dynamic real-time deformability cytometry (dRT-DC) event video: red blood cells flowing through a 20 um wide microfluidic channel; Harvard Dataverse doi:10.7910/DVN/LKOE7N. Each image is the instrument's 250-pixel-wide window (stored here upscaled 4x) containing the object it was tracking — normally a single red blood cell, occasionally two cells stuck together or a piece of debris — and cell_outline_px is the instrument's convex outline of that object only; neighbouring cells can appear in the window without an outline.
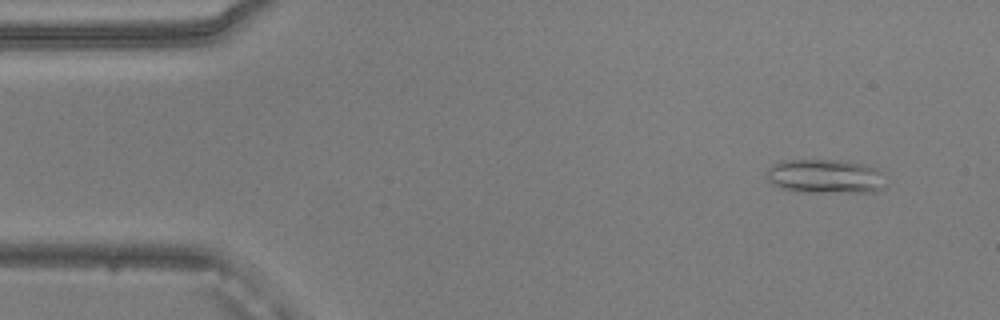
{"species": "common noctule bat (a hibernating species)", "species_latin": "Nyctalus noctula", "temperature_condition": "warm", "stored_images_in_passage": 51, "camera_frame_rate_fps": 3000, "um_per_image_px": 0.085, "animal": {"sex": "male", "body_mass_g": 20.5, "forearm_length_mm": 52.5}, "frame": {"image": 1, "passage_image": 4, "time_ms": 1.0, "image_size_px": [1000, 320], "cell_outline_px": [[888, 184], [884, 188], [876, 192], [804, 192], [780, 188], [772, 184], [768, 180], [768, 168], [772, 164], [780, 160], [840, 160], [864, 164], [880, 172]], "centroid_in_image_um": [70.16, 15.0], "position_along_channel_um": 14.8, "area_um2": 23.87}}
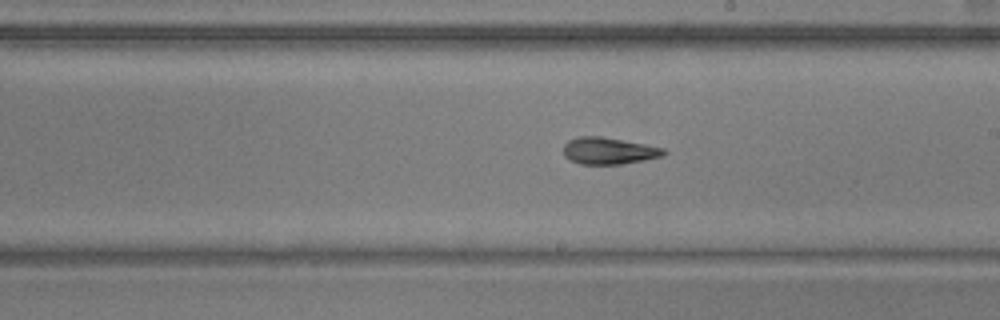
{"frame": {"image": 2, "passage_image": 28, "time_ms": 9.0, "image_size_px": [1000, 320], "cell_outline_px": [[668, 152], [664, 156], [644, 160], [620, 164], [580, 164], [568, 160], [564, 156], [564, 144], [568, 140], [580, 136], [600, 136], [644, 144], [664, 148]], "centroid_in_image_um": [51.73, 12.82], "position_along_channel_um": 237.3, "area_um2": 15.72}}
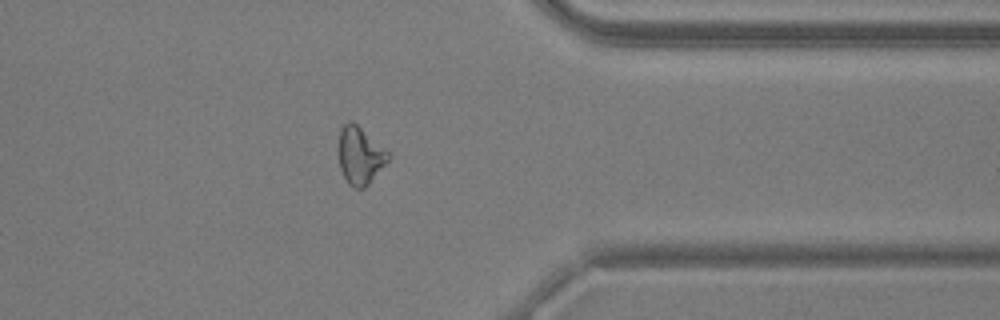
{"frame": {"image": 3, "passage_image": 40, "time_ms": 13.0, "image_size_px": [1000, 320], "cell_outline_px": [[392, 156], [368, 184], [364, 188], [356, 188], [348, 184], [340, 168], [336, 148], [340, 128], [348, 120], [352, 120], [388, 152]], "centroid_in_image_um": [30.54, 13.2], "position_along_channel_um": 380.9, "area_um2": 16.76}, "authors_computed_cell_mechanics": {"area_um2": 17.051, "velocity_mm_per_s": 3.9026, "shape_relaxation_time_tau1_ms": 5.4065, "shape_relaxation_time_tau2_ms": 3.3585, "deformation_change_tau1": 0.1424, "deformation_change_tau2": 0.1213}}